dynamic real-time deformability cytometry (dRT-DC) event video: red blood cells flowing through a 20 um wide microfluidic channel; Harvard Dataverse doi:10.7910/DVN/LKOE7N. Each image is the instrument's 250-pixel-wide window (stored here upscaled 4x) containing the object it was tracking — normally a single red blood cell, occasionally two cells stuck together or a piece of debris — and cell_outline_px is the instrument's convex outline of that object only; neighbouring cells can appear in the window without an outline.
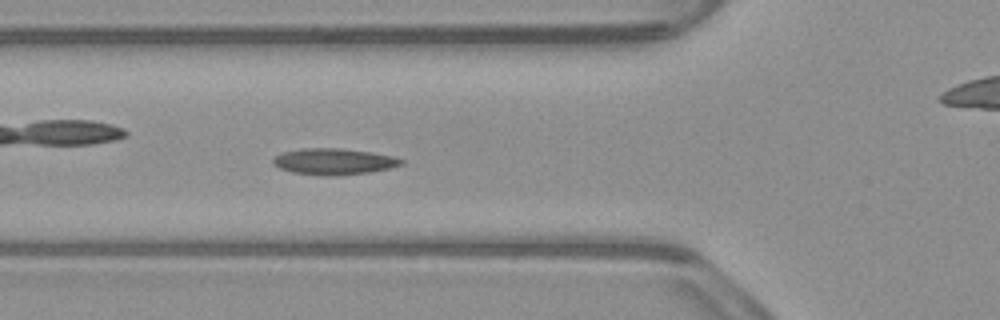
{"species": "common noctule bat (a hibernating species)", "species_latin": "Nyctalus noctula", "temperature_condition": "warm", "stored_images_in_passage": 53, "camera_frame_rate_fps": 3000, "um_per_image_px": 0.085, "animal": {"sex": "male", "body_mass_g": 23.1, "forearm_length_mm": 52.7}, "frame": {"image": 1, "passage_image": 18, "time_ms": 5.667, "image_size_px": [1000, 320], "cell_outline_px": [[404, 164], [388, 168], [368, 172], [336, 176], [320, 176], [292, 172], [280, 168], [272, 164], [272, 160], [280, 152], [300, 148], [344, 148], [372, 152], [396, 156], [404, 160]], "centroid_in_image_um": [28.37, 13.72], "position_along_channel_um": 97.4, "area_um2": 19.94}}
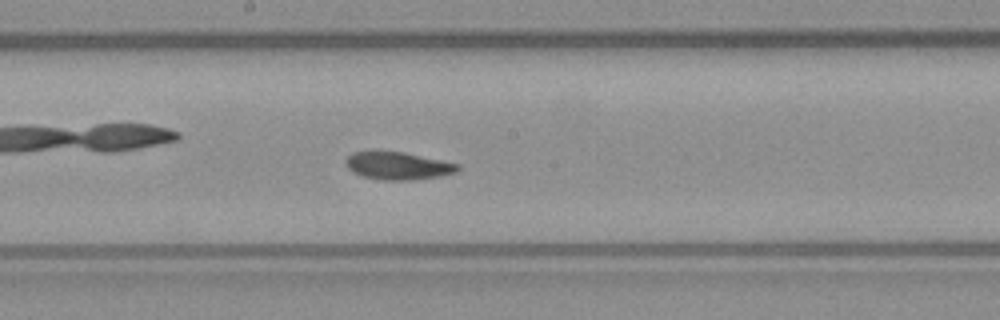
{"frame": {"image": 2, "passage_image": 27, "time_ms": 8.667, "image_size_px": [1000, 320], "cell_outline_px": [[460, 168], [456, 172], [440, 176], [412, 180], [380, 180], [364, 176], [352, 172], [348, 168], [344, 160], [352, 152], [376, 148], [404, 152], [460, 164]], "centroid_in_image_um": [33.76, 14.05], "position_along_channel_um": 214.4, "area_um2": 18.67}}
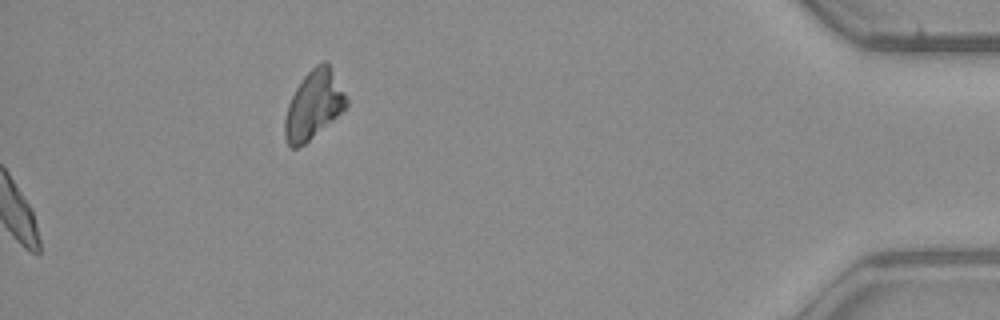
{"frame": {"image": 3, "passage_image": 53, "time_ms": 17.333, "image_size_px": [1000, 320], "cell_outline_px": [[348, 104], [332, 120], [304, 144], [296, 148], [292, 148], [288, 144], [284, 136], [284, 120], [288, 104], [296, 88], [304, 76], [316, 64], [324, 60], [328, 60], [348, 100]], "centroid_in_image_um": [26.65, 8.89], "position_along_channel_um": 408.6, "area_um2": 24.16}, "authors_computed_cell_mechanics": {"area_um2": 18.4382, "velocity_mm_per_s": 3.8842, "shape_relaxation_time_tau1_ms": 5.9295, "shape_relaxation_time_tau2_ms": 1.6812, "deformation_change_tau1": 0.1231, "deformation_change_tau2": 0.0584}}